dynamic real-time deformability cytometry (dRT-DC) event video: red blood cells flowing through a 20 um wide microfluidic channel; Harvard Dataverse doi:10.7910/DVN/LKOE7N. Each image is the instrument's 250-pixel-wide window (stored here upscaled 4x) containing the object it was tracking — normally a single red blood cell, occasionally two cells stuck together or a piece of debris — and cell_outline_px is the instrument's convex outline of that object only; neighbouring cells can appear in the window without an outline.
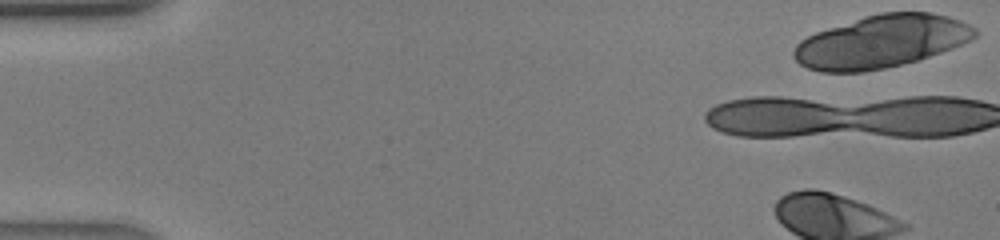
{"species": "human", "species_latin": "Homo sapiens", "temperature_condition": "warm", "stored_images_in_passage": 30, "camera_frame_rate_fps": 3000, "um_per_image_px": 0.085, "donor": {"sex": "male"}, "frame": {"image": 1, "passage_image": 1, "time_ms": 0.0, "image_size_px": [1000, 240], "cell_outline_px": [[980, 32], [972, 40], [952, 48], [916, 60], [884, 68], [864, 72], [820, 72], [808, 68], [800, 64], [792, 56], [792, 52], [796, 44], [800, 40], [816, 32], [864, 16], [880, 12], [932, 12], [948, 16], [960, 20], [976, 28]], "centroid_in_image_um": [74.91, 3.52], "position_along_channel_um": 10.1, "area_um2": 55.6}}